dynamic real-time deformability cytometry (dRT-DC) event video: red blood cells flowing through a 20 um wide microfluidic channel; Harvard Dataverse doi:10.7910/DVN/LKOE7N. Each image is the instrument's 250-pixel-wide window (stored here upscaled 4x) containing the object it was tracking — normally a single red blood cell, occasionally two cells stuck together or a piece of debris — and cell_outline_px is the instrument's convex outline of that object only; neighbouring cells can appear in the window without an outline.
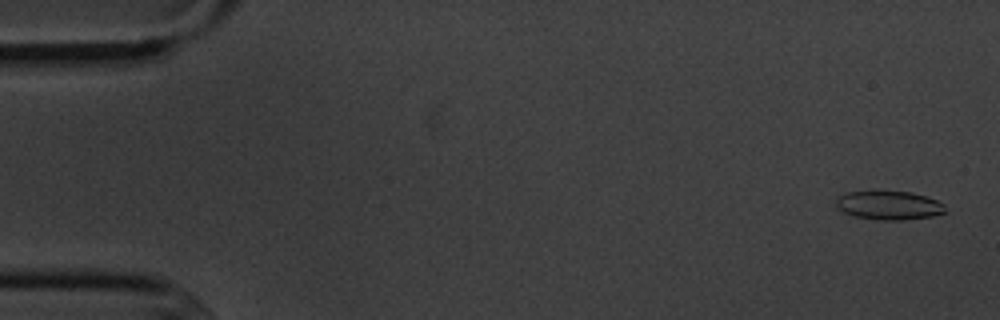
{"species": "common noctule bat (a hibernating species)", "species_latin": "Nyctalus noctula", "temperature_condition": "cold", "stored_images_in_passage": 3, "camera_frame_rate_fps": 3000, "um_per_image_px": 0.085, "animal": {"sex": "male", "body_mass_g": 20.1, "forearm_length_mm": 53.5}, "frame": {"image": 1, "passage_image": 1, "time_ms": 0.0, "image_size_px": [1000, 320], "cell_outline_px": [[944, 212], [932, 216], [904, 220], [880, 220], [856, 216], [844, 212], [836, 208], [836, 196], [848, 192], [876, 188], [912, 192], [936, 200], [944, 204]], "centroid_in_image_um": [75.49, 17.4], "position_along_channel_um": 9.5, "area_um2": 18.96}}